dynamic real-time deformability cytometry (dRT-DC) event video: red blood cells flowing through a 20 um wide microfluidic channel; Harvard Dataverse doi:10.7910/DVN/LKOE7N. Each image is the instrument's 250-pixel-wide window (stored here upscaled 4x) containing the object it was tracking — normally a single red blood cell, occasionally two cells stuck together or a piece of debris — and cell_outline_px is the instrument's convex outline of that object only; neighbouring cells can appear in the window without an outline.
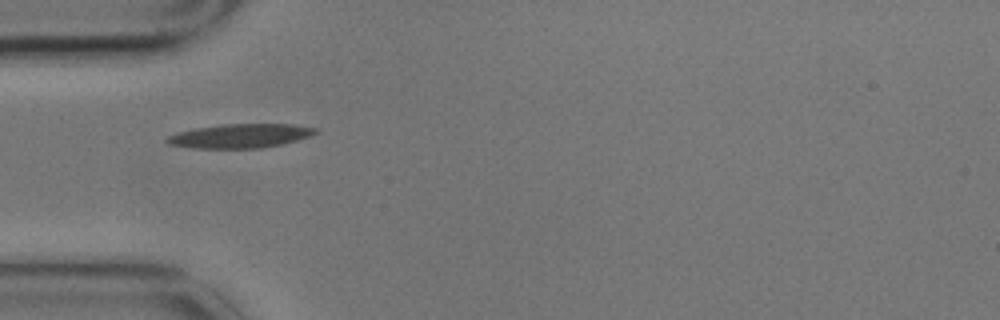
{"species": "common noctule bat (a hibernating species)", "species_latin": "Nyctalus noctula", "temperature_condition": "cold", "stored_images_in_passage": 2, "camera_frame_rate_fps": 3000, "um_per_image_px": 0.085, "animal": {"sex": "male", "body_mass_g": 17.9}, "frame": {"image": 1, "passage_image": 1, "time_ms": 0.0, "image_size_px": [1000, 320], "cell_outline_px": [[320, 132], [296, 140], [264, 148], [196, 148], [168, 144], [164, 140], [168, 136], [176, 132], [196, 128], [224, 124], [292, 124], [316, 128]], "centroid_in_image_um": [20.4, 11.55], "position_along_channel_um": 64.6, "area_um2": 20.69}}